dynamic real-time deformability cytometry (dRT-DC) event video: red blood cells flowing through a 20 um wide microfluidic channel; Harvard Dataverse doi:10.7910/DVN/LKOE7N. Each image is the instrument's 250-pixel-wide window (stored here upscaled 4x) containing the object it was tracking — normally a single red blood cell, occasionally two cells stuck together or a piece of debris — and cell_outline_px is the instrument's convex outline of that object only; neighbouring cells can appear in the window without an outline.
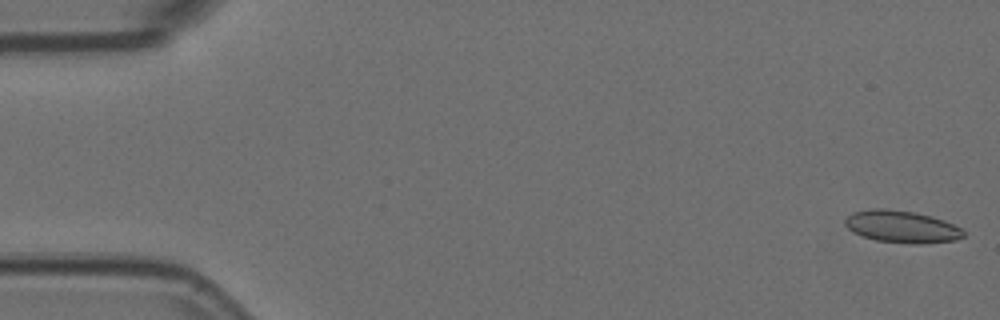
{"species": "Egyptian fruit bat (a non-hibernating species)", "species_latin": "Rousettus aegyptiacus", "temperature_condition": "room temperature", "stored_images_in_passage": 60, "segment_of_instrument_passage": [1, 2], "camera_frame_rate_fps": 3000, "um_per_image_px": 0.085, "animal": {"sex": "female"}, "frame": {"image": 1, "passage_image": 1, "time_ms": 0.0, "image_size_px": [1000, 320], "cell_outline_px": [[964, 236], [956, 240], [920, 244], [912, 244], [876, 240], [864, 236], [848, 228], [844, 224], [844, 220], [852, 212], [872, 208], [884, 208], [916, 212], [932, 216], [944, 220], [960, 228], [964, 232]], "centroid_in_image_um": [76.65, 19.26], "position_along_channel_um": 8.3, "area_um2": 22.14}}